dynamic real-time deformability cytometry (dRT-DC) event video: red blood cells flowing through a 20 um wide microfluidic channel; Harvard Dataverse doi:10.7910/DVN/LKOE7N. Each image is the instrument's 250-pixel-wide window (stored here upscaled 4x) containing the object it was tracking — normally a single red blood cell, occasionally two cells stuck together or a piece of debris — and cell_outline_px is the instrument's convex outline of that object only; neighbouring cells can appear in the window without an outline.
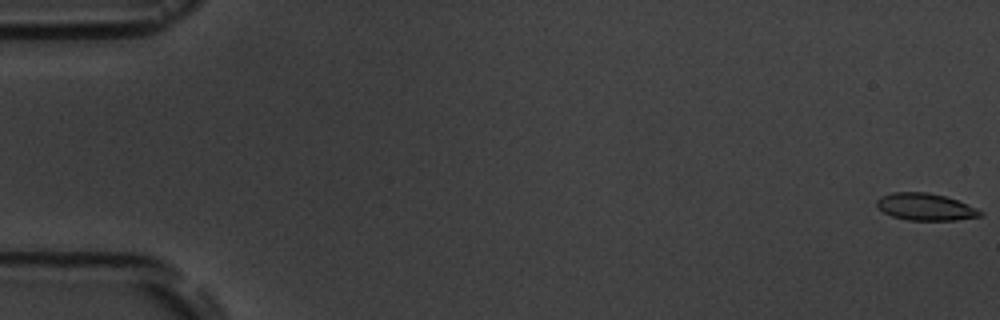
{"species": "common noctule bat (a hibernating species)", "species_latin": "Nyctalus noctula", "temperature_condition": "room temperature", "stored_images_in_passage": 6, "segment_of_instrument_passage": [1, 2], "camera_frame_rate_fps": 3000, "um_per_image_px": 0.085, "animal": {"sex": "male", "body_mass_g": 19.5, "forearm_length_mm": 54.6}, "frame": {"image": 1, "passage_image": 1, "time_ms": 0.0, "image_size_px": [1000, 320], "cell_outline_px": [[984, 216], [956, 220], [908, 220], [892, 216], [884, 212], [876, 204], [876, 200], [880, 196], [892, 192], [928, 192], [944, 196], [956, 200], [976, 208], [984, 212]], "centroid_in_image_um": [78.67, 17.58], "position_along_channel_um": 6.3, "area_um2": 16.3}}